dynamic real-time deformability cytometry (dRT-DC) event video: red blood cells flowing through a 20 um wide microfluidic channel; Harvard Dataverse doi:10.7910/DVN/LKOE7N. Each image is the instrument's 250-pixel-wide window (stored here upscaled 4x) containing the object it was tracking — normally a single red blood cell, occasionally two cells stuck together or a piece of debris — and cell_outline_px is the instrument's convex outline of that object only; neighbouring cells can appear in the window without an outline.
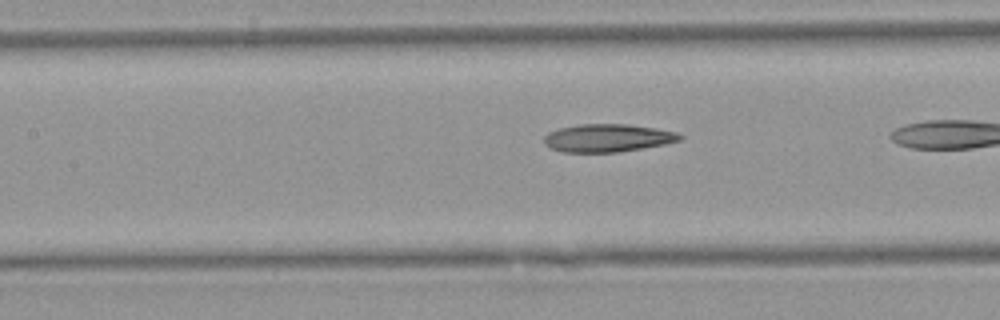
{"species": "Egyptian fruit bat (a non-hibernating species)", "species_latin": "Rousettus aegyptiacus", "temperature_condition": "warm", "stored_images_in_passage": 30, "camera_frame_rate_fps": 3000, "um_per_image_px": 0.085, "animal": {"sex": "female"}, "frame": {"image": 1, "passage_image": 13, "time_ms": 4.0, "image_size_px": [1000, 320], "cell_outline_px": [[680, 136], [676, 140], [660, 144], [612, 152], [572, 152], [556, 148], [548, 144], [544, 140], [552, 132], [564, 128], [592, 124], [616, 124], [648, 128], [668, 132]], "centroid_in_image_um": [51.58, 11.73], "position_along_channel_um": 155.8, "area_um2": 19.88}}
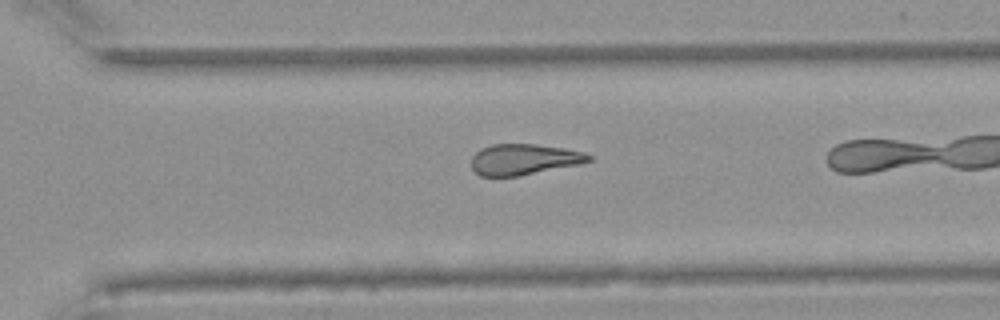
{"frame": {"image": 2, "passage_image": 26, "time_ms": 8.333, "image_size_px": [1000, 320], "cell_outline_px": [[592, 160], [512, 176], [484, 176], [476, 172], [472, 168], [472, 160], [476, 152], [484, 148], [496, 144], [528, 144], [560, 148], [592, 156]], "centroid_in_image_um": [44.41, 13.54], "position_along_channel_um": 326.2, "area_um2": 19.65}}